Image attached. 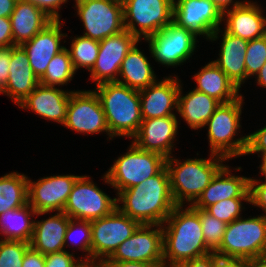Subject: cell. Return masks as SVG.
<instances>
[{"label": "cell", "mask_w": 266, "mask_h": 267, "mask_svg": "<svg viewBox=\"0 0 266 267\" xmlns=\"http://www.w3.org/2000/svg\"><path fill=\"white\" fill-rule=\"evenodd\" d=\"M116 202L122 213L139 224L162 225L176 206L166 166L142 183L120 191Z\"/></svg>", "instance_id": "obj_1"}, {"label": "cell", "mask_w": 266, "mask_h": 267, "mask_svg": "<svg viewBox=\"0 0 266 267\" xmlns=\"http://www.w3.org/2000/svg\"><path fill=\"white\" fill-rule=\"evenodd\" d=\"M162 227L164 267H178L213 252L204 241L199 208L176 205Z\"/></svg>", "instance_id": "obj_2"}, {"label": "cell", "mask_w": 266, "mask_h": 267, "mask_svg": "<svg viewBox=\"0 0 266 267\" xmlns=\"http://www.w3.org/2000/svg\"><path fill=\"white\" fill-rule=\"evenodd\" d=\"M94 91L104 110L110 135L133 138L143 120L139 90L118 82H105Z\"/></svg>", "instance_id": "obj_3"}, {"label": "cell", "mask_w": 266, "mask_h": 267, "mask_svg": "<svg viewBox=\"0 0 266 267\" xmlns=\"http://www.w3.org/2000/svg\"><path fill=\"white\" fill-rule=\"evenodd\" d=\"M210 154L208 159L194 158L183 162L173 156L166 158L170 189L176 205L184 206L186 202L192 205L225 165V157Z\"/></svg>", "instance_id": "obj_4"}, {"label": "cell", "mask_w": 266, "mask_h": 267, "mask_svg": "<svg viewBox=\"0 0 266 267\" xmlns=\"http://www.w3.org/2000/svg\"><path fill=\"white\" fill-rule=\"evenodd\" d=\"M221 259L255 260L266 255V217L238 218L227 224L220 246Z\"/></svg>", "instance_id": "obj_5"}, {"label": "cell", "mask_w": 266, "mask_h": 267, "mask_svg": "<svg viewBox=\"0 0 266 267\" xmlns=\"http://www.w3.org/2000/svg\"><path fill=\"white\" fill-rule=\"evenodd\" d=\"M243 98L244 96L241 95L232 102L220 104L205 124L208 126L210 152L223 156L227 160L241 157L246 152L247 135L235 138L242 127L240 116Z\"/></svg>", "instance_id": "obj_6"}, {"label": "cell", "mask_w": 266, "mask_h": 267, "mask_svg": "<svg viewBox=\"0 0 266 267\" xmlns=\"http://www.w3.org/2000/svg\"><path fill=\"white\" fill-rule=\"evenodd\" d=\"M129 147L102 177L117 194L158 174L166 166V158L161 154L141 150L133 142Z\"/></svg>", "instance_id": "obj_7"}, {"label": "cell", "mask_w": 266, "mask_h": 267, "mask_svg": "<svg viewBox=\"0 0 266 267\" xmlns=\"http://www.w3.org/2000/svg\"><path fill=\"white\" fill-rule=\"evenodd\" d=\"M85 37L101 41L125 30L123 4L115 0H75Z\"/></svg>", "instance_id": "obj_8"}, {"label": "cell", "mask_w": 266, "mask_h": 267, "mask_svg": "<svg viewBox=\"0 0 266 267\" xmlns=\"http://www.w3.org/2000/svg\"><path fill=\"white\" fill-rule=\"evenodd\" d=\"M173 3L174 0L125 1L123 3L125 30L131 32L139 40L142 36L145 40L156 34L173 20Z\"/></svg>", "instance_id": "obj_9"}, {"label": "cell", "mask_w": 266, "mask_h": 267, "mask_svg": "<svg viewBox=\"0 0 266 267\" xmlns=\"http://www.w3.org/2000/svg\"><path fill=\"white\" fill-rule=\"evenodd\" d=\"M139 225L117 207L107 216L91 221L92 263L108 259Z\"/></svg>", "instance_id": "obj_10"}, {"label": "cell", "mask_w": 266, "mask_h": 267, "mask_svg": "<svg viewBox=\"0 0 266 267\" xmlns=\"http://www.w3.org/2000/svg\"><path fill=\"white\" fill-rule=\"evenodd\" d=\"M148 262L164 267L163 227L140 224L130 238L122 242L114 253L102 262Z\"/></svg>", "instance_id": "obj_11"}, {"label": "cell", "mask_w": 266, "mask_h": 267, "mask_svg": "<svg viewBox=\"0 0 266 267\" xmlns=\"http://www.w3.org/2000/svg\"><path fill=\"white\" fill-rule=\"evenodd\" d=\"M89 177L80 176L69 194L63 212L71 219L93 221L117 207L116 197L111 198Z\"/></svg>", "instance_id": "obj_12"}, {"label": "cell", "mask_w": 266, "mask_h": 267, "mask_svg": "<svg viewBox=\"0 0 266 267\" xmlns=\"http://www.w3.org/2000/svg\"><path fill=\"white\" fill-rule=\"evenodd\" d=\"M149 51L159 64L183 65L194 54L197 37L173 20L162 30L147 37ZM182 63V64H181Z\"/></svg>", "instance_id": "obj_13"}, {"label": "cell", "mask_w": 266, "mask_h": 267, "mask_svg": "<svg viewBox=\"0 0 266 267\" xmlns=\"http://www.w3.org/2000/svg\"><path fill=\"white\" fill-rule=\"evenodd\" d=\"M77 133L95 134L106 132L111 140L104 110L94 90L72 91L66 120L63 125Z\"/></svg>", "instance_id": "obj_14"}, {"label": "cell", "mask_w": 266, "mask_h": 267, "mask_svg": "<svg viewBox=\"0 0 266 267\" xmlns=\"http://www.w3.org/2000/svg\"><path fill=\"white\" fill-rule=\"evenodd\" d=\"M173 21L195 37L210 40L223 21V13L211 0H174Z\"/></svg>", "instance_id": "obj_15"}, {"label": "cell", "mask_w": 266, "mask_h": 267, "mask_svg": "<svg viewBox=\"0 0 266 267\" xmlns=\"http://www.w3.org/2000/svg\"><path fill=\"white\" fill-rule=\"evenodd\" d=\"M139 39L128 30L99 41L96 63L90 78L96 86L105 82H117L123 59Z\"/></svg>", "instance_id": "obj_16"}, {"label": "cell", "mask_w": 266, "mask_h": 267, "mask_svg": "<svg viewBox=\"0 0 266 267\" xmlns=\"http://www.w3.org/2000/svg\"><path fill=\"white\" fill-rule=\"evenodd\" d=\"M76 175H55L31 181L28 178V204L36 213L63 212Z\"/></svg>", "instance_id": "obj_17"}, {"label": "cell", "mask_w": 266, "mask_h": 267, "mask_svg": "<svg viewBox=\"0 0 266 267\" xmlns=\"http://www.w3.org/2000/svg\"><path fill=\"white\" fill-rule=\"evenodd\" d=\"M176 115L142 120L138 133L132 141L139 149L171 157L178 134Z\"/></svg>", "instance_id": "obj_18"}, {"label": "cell", "mask_w": 266, "mask_h": 267, "mask_svg": "<svg viewBox=\"0 0 266 267\" xmlns=\"http://www.w3.org/2000/svg\"><path fill=\"white\" fill-rule=\"evenodd\" d=\"M179 89L180 80L174 75L139 90L143 120L175 115L172 110L177 111Z\"/></svg>", "instance_id": "obj_19"}, {"label": "cell", "mask_w": 266, "mask_h": 267, "mask_svg": "<svg viewBox=\"0 0 266 267\" xmlns=\"http://www.w3.org/2000/svg\"><path fill=\"white\" fill-rule=\"evenodd\" d=\"M63 25L61 20H53L31 40L21 45L26 51L32 71L38 79L44 75L51 59L65 48L60 45L62 37H68L61 31Z\"/></svg>", "instance_id": "obj_20"}, {"label": "cell", "mask_w": 266, "mask_h": 267, "mask_svg": "<svg viewBox=\"0 0 266 267\" xmlns=\"http://www.w3.org/2000/svg\"><path fill=\"white\" fill-rule=\"evenodd\" d=\"M231 171L224 165L191 206L205 210L224 199L250 198L249 177L232 175Z\"/></svg>", "instance_id": "obj_21"}, {"label": "cell", "mask_w": 266, "mask_h": 267, "mask_svg": "<svg viewBox=\"0 0 266 267\" xmlns=\"http://www.w3.org/2000/svg\"><path fill=\"white\" fill-rule=\"evenodd\" d=\"M72 91L39 84L18 106L64 125Z\"/></svg>", "instance_id": "obj_22"}, {"label": "cell", "mask_w": 266, "mask_h": 267, "mask_svg": "<svg viewBox=\"0 0 266 267\" xmlns=\"http://www.w3.org/2000/svg\"><path fill=\"white\" fill-rule=\"evenodd\" d=\"M257 2L247 1L223 13L225 30L234 36L247 41L266 35V17ZM226 18V19H225Z\"/></svg>", "instance_id": "obj_23"}, {"label": "cell", "mask_w": 266, "mask_h": 267, "mask_svg": "<svg viewBox=\"0 0 266 267\" xmlns=\"http://www.w3.org/2000/svg\"><path fill=\"white\" fill-rule=\"evenodd\" d=\"M222 32V42L219 52V58L213 62L228 76L234 85L240 89L246 80L245 53L248 42L245 39L229 34L225 29H217L211 36L210 41L219 39V33Z\"/></svg>", "instance_id": "obj_24"}, {"label": "cell", "mask_w": 266, "mask_h": 267, "mask_svg": "<svg viewBox=\"0 0 266 267\" xmlns=\"http://www.w3.org/2000/svg\"><path fill=\"white\" fill-rule=\"evenodd\" d=\"M9 77L0 94L19 105L40 84L29 63L28 55L21 45L11 47Z\"/></svg>", "instance_id": "obj_25"}, {"label": "cell", "mask_w": 266, "mask_h": 267, "mask_svg": "<svg viewBox=\"0 0 266 267\" xmlns=\"http://www.w3.org/2000/svg\"><path fill=\"white\" fill-rule=\"evenodd\" d=\"M10 20L14 45L31 40L53 21L42 9L24 0H17Z\"/></svg>", "instance_id": "obj_26"}, {"label": "cell", "mask_w": 266, "mask_h": 267, "mask_svg": "<svg viewBox=\"0 0 266 267\" xmlns=\"http://www.w3.org/2000/svg\"><path fill=\"white\" fill-rule=\"evenodd\" d=\"M70 219L64 212H57L46 220H35L30 247L44 255L64 251Z\"/></svg>", "instance_id": "obj_27"}, {"label": "cell", "mask_w": 266, "mask_h": 267, "mask_svg": "<svg viewBox=\"0 0 266 267\" xmlns=\"http://www.w3.org/2000/svg\"><path fill=\"white\" fill-rule=\"evenodd\" d=\"M193 79L196 91L207 94L221 104L229 103L239 98V89L228 76L213 62H209L197 72Z\"/></svg>", "instance_id": "obj_28"}, {"label": "cell", "mask_w": 266, "mask_h": 267, "mask_svg": "<svg viewBox=\"0 0 266 267\" xmlns=\"http://www.w3.org/2000/svg\"><path fill=\"white\" fill-rule=\"evenodd\" d=\"M220 102L205 93L191 90L182 95V84L178 93L177 113L180 114L191 129L204 128L214 111L220 106Z\"/></svg>", "instance_id": "obj_29"}, {"label": "cell", "mask_w": 266, "mask_h": 267, "mask_svg": "<svg viewBox=\"0 0 266 267\" xmlns=\"http://www.w3.org/2000/svg\"><path fill=\"white\" fill-rule=\"evenodd\" d=\"M137 46L136 43L123 59L117 82L141 90L154 84L157 78L149 60Z\"/></svg>", "instance_id": "obj_30"}, {"label": "cell", "mask_w": 266, "mask_h": 267, "mask_svg": "<svg viewBox=\"0 0 266 267\" xmlns=\"http://www.w3.org/2000/svg\"><path fill=\"white\" fill-rule=\"evenodd\" d=\"M42 214L49 213H36L29 204L6 211L0 215V234L4 240L30 243L34 228V220L31 217Z\"/></svg>", "instance_id": "obj_31"}, {"label": "cell", "mask_w": 266, "mask_h": 267, "mask_svg": "<svg viewBox=\"0 0 266 267\" xmlns=\"http://www.w3.org/2000/svg\"><path fill=\"white\" fill-rule=\"evenodd\" d=\"M28 204V177L11 172L0 177V215Z\"/></svg>", "instance_id": "obj_32"}, {"label": "cell", "mask_w": 266, "mask_h": 267, "mask_svg": "<svg viewBox=\"0 0 266 267\" xmlns=\"http://www.w3.org/2000/svg\"><path fill=\"white\" fill-rule=\"evenodd\" d=\"M75 74L76 71L73 67L69 51L65 47L48 63L44 75L39 79V83L52 87L67 85Z\"/></svg>", "instance_id": "obj_33"}, {"label": "cell", "mask_w": 266, "mask_h": 267, "mask_svg": "<svg viewBox=\"0 0 266 267\" xmlns=\"http://www.w3.org/2000/svg\"><path fill=\"white\" fill-rule=\"evenodd\" d=\"M71 43L67 50L75 71L85 68L90 72L97 60L99 41L81 35L74 37Z\"/></svg>", "instance_id": "obj_34"}, {"label": "cell", "mask_w": 266, "mask_h": 267, "mask_svg": "<svg viewBox=\"0 0 266 267\" xmlns=\"http://www.w3.org/2000/svg\"><path fill=\"white\" fill-rule=\"evenodd\" d=\"M76 237H79V242ZM69 241H71V244L75 245L76 248L79 246L77 249L85 253L87 252L85 259L83 258L84 263H92L91 221L70 219L64 239L65 246Z\"/></svg>", "instance_id": "obj_35"}, {"label": "cell", "mask_w": 266, "mask_h": 267, "mask_svg": "<svg viewBox=\"0 0 266 267\" xmlns=\"http://www.w3.org/2000/svg\"><path fill=\"white\" fill-rule=\"evenodd\" d=\"M200 222L205 244L214 252L221 244L227 223L199 208Z\"/></svg>", "instance_id": "obj_36"}, {"label": "cell", "mask_w": 266, "mask_h": 267, "mask_svg": "<svg viewBox=\"0 0 266 267\" xmlns=\"http://www.w3.org/2000/svg\"><path fill=\"white\" fill-rule=\"evenodd\" d=\"M242 201L250 203V198L224 199L211 206H208L205 211L220 221L229 224L235 219L241 218V211L242 209H245L243 208Z\"/></svg>", "instance_id": "obj_37"}, {"label": "cell", "mask_w": 266, "mask_h": 267, "mask_svg": "<svg viewBox=\"0 0 266 267\" xmlns=\"http://www.w3.org/2000/svg\"><path fill=\"white\" fill-rule=\"evenodd\" d=\"M266 63V35L248 42L245 53L246 80Z\"/></svg>", "instance_id": "obj_38"}, {"label": "cell", "mask_w": 266, "mask_h": 267, "mask_svg": "<svg viewBox=\"0 0 266 267\" xmlns=\"http://www.w3.org/2000/svg\"><path fill=\"white\" fill-rule=\"evenodd\" d=\"M30 243L0 239V267H22Z\"/></svg>", "instance_id": "obj_39"}, {"label": "cell", "mask_w": 266, "mask_h": 267, "mask_svg": "<svg viewBox=\"0 0 266 267\" xmlns=\"http://www.w3.org/2000/svg\"><path fill=\"white\" fill-rule=\"evenodd\" d=\"M83 259L66 250L45 255V267H81Z\"/></svg>", "instance_id": "obj_40"}, {"label": "cell", "mask_w": 266, "mask_h": 267, "mask_svg": "<svg viewBox=\"0 0 266 267\" xmlns=\"http://www.w3.org/2000/svg\"><path fill=\"white\" fill-rule=\"evenodd\" d=\"M257 180L256 178L249 177V193H250V203L260 209H262L266 217V179L263 182L262 180Z\"/></svg>", "instance_id": "obj_41"}, {"label": "cell", "mask_w": 266, "mask_h": 267, "mask_svg": "<svg viewBox=\"0 0 266 267\" xmlns=\"http://www.w3.org/2000/svg\"><path fill=\"white\" fill-rule=\"evenodd\" d=\"M266 153V126L247 135V148L244 155Z\"/></svg>", "instance_id": "obj_42"}, {"label": "cell", "mask_w": 266, "mask_h": 267, "mask_svg": "<svg viewBox=\"0 0 266 267\" xmlns=\"http://www.w3.org/2000/svg\"><path fill=\"white\" fill-rule=\"evenodd\" d=\"M33 3L38 8L42 9L53 20H60L59 9L61 5L68 0H24Z\"/></svg>", "instance_id": "obj_43"}, {"label": "cell", "mask_w": 266, "mask_h": 267, "mask_svg": "<svg viewBox=\"0 0 266 267\" xmlns=\"http://www.w3.org/2000/svg\"><path fill=\"white\" fill-rule=\"evenodd\" d=\"M11 47H0V92L5 88L9 77Z\"/></svg>", "instance_id": "obj_44"}, {"label": "cell", "mask_w": 266, "mask_h": 267, "mask_svg": "<svg viewBox=\"0 0 266 267\" xmlns=\"http://www.w3.org/2000/svg\"><path fill=\"white\" fill-rule=\"evenodd\" d=\"M218 260L219 256L216 253L211 252L207 255L183 262L178 267H217Z\"/></svg>", "instance_id": "obj_45"}, {"label": "cell", "mask_w": 266, "mask_h": 267, "mask_svg": "<svg viewBox=\"0 0 266 267\" xmlns=\"http://www.w3.org/2000/svg\"><path fill=\"white\" fill-rule=\"evenodd\" d=\"M14 41L12 36L10 18L0 17V47H13Z\"/></svg>", "instance_id": "obj_46"}, {"label": "cell", "mask_w": 266, "mask_h": 267, "mask_svg": "<svg viewBox=\"0 0 266 267\" xmlns=\"http://www.w3.org/2000/svg\"><path fill=\"white\" fill-rule=\"evenodd\" d=\"M22 267H45V255L29 247L25 252Z\"/></svg>", "instance_id": "obj_47"}, {"label": "cell", "mask_w": 266, "mask_h": 267, "mask_svg": "<svg viewBox=\"0 0 266 267\" xmlns=\"http://www.w3.org/2000/svg\"><path fill=\"white\" fill-rule=\"evenodd\" d=\"M103 267H158L154 263L148 262H100Z\"/></svg>", "instance_id": "obj_48"}, {"label": "cell", "mask_w": 266, "mask_h": 267, "mask_svg": "<svg viewBox=\"0 0 266 267\" xmlns=\"http://www.w3.org/2000/svg\"><path fill=\"white\" fill-rule=\"evenodd\" d=\"M17 0H0V17L10 18Z\"/></svg>", "instance_id": "obj_49"}, {"label": "cell", "mask_w": 266, "mask_h": 267, "mask_svg": "<svg viewBox=\"0 0 266 267\" xmlns=\"http://www.w3.org/2000/svg\"><path fill=\"white\" fill-rule=\"evenodd\" d=\"M217 267H250V261L219 258Z\"/></svg>", "instance_id": "obj_50"}, {"label": "cell", "mask_w": 266, "mask_h": 267, "mask_svg": "<svg viewBox=\"0 0 266 267\" xmlns=\"http://www.w3.org/2000/svg\"><path fill=\"white\" fill-rule=\"evenodd\" d=\"M220 10L222 13H224L225 11L229 10L230 5H232L231 7H238L242 4H244L246 1H234V0H211Z\"/></svg>", "instance_id": "obj_51"}, {"label": "cell", "mask_w": 266, "mask_h": 267, "mask_svg": "<svg viewBox=\"0 0 266 267\" xmlns=\"http://www.w3.org/2000/svg\"><path fill=\"white\" fill-rule=\"evenodd\" d=\"M257 85L266 88V63L261 67L259 72L256 74Z\"/></svg>", "instance_id": "obj_52"}, {"label": "cell", "mask_w": 266, "mask_h": 267, "mask_svg": "<svg viewBox=\"0 0 266 267\" xmlns=\"http://www.w3.org/2000/svg\"><path fill=\"white\" fill-rule=\"evenodd\" d=\"M250 267H266V255L250 261Z\"/></svg>", "instance_id": "obj_53"}, {"label": "cell", "mask_w": 266, "mask_h": 267, "mask_svg": "<svg viewBox=\"0 0 266 267\" xmlns=\"http://www.w3.org/2000/svg\"><path fill=\"white\" fill-rule=\"evenodd\" d=\"M261 156V165H259V168H260V173L259 174H262L266 179V153L265 154H261V155H258V157Z\"/></svg>", "instance_id": "obj_54"}, {"label": "cell", "mask_w": 266, "mask_h": 267, "mask_svg": "<svg viewBox=\"0 0 266 267\" xmlns=\"http://www.w3.org/2000/svg\"><path fill=\"white\" fill-rule=\"evenodd\" d=\"M81 267H103L101 263L94 262V263H84Z\"/></svg>", "instance_id": "obj_55"}, {"label": "cell", "mask_w": 266, "mask_h": 267, "mask_svg": "<svg viewBox=\"0 0 266 267\" xmlns=\"http://www.w3.org/2000/svg\"><path fill=\"white\" fill-rule=\"evenodd\" d=\"M115 1H117V2H120V3H124L125 1H127V0H115Z\"/></svg>", "instance_id": "obj_56"}]
</instances>
